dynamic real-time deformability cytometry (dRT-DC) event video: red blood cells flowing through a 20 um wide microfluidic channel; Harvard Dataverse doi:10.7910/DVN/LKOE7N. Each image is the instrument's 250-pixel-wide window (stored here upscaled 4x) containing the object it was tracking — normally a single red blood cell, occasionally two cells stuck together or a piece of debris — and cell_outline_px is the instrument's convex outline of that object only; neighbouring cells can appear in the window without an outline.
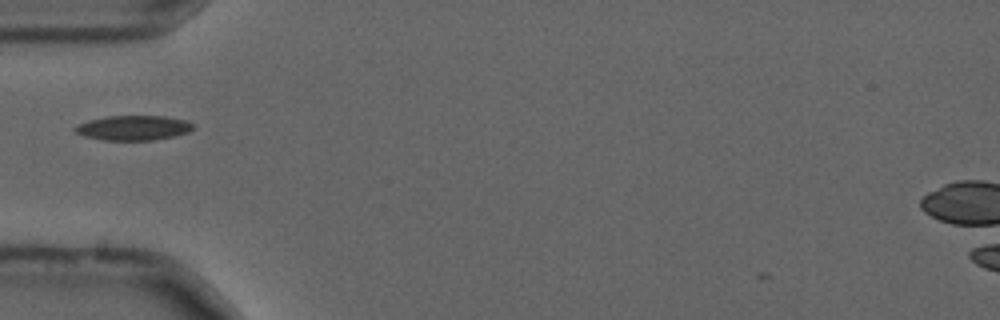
{"species": "common noctule bat (a hibernating species)", "species_latin": "Nyctalus noctula", "temperature_condition": "cold", "stored_images_in_passage": 39, "camera_frame_rate_fps": 3000, "um_per_image_px": 0.085, "animal": {"sex": "male", "forearm_length_mm": 52.5}, "frame": {"image": 1, "passage_image": 2, "time_ms": 0.333, "image_size_px": [1000, 320], "cell_outline_px": [[196, 128], [188, 132], [172, 136], [152, 140], [104, 140], [84, 136], [76, 132], [72, 128], [88, 120], [108, 116], [164, 116], [188, 120]], "centroid_in_image_um": [11.35, 10.86], "position_along_channel_um": 73.6, "area_um2": 16.99}, "authors_computed_cell_mechanics": {"area_um2": 15.606, "velocity_mm_per_s": 3.6804, "shape_relaxation_time_tau1_ms": 3.9239, "shape_relaxation_time_tau2_ms": 5.7662, "deformation_change_tau1": 0.0971, "deformation_change_tau2": 0.1202}}